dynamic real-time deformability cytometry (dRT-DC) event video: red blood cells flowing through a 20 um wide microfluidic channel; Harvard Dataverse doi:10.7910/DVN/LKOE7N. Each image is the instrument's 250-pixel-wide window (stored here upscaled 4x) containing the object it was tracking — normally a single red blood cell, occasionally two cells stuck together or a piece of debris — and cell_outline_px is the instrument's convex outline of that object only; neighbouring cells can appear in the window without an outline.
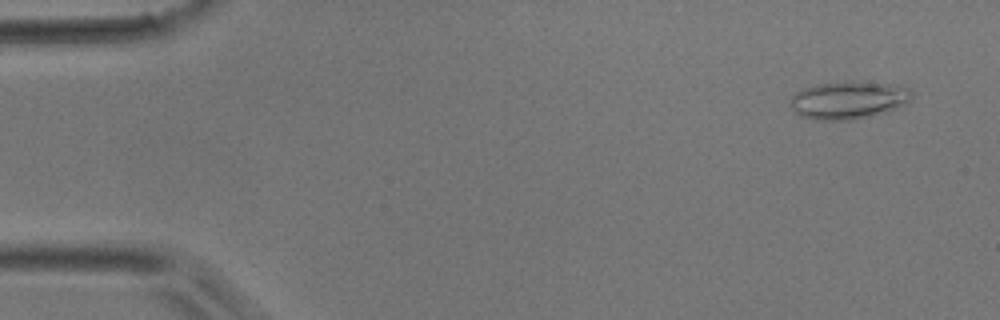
{"species": "common noctule bat (a hibernating species)", "species_latin": "Nyctalus noctula", "temperature_condition": "room temperature", "stored_images_in_passage": 46, "camera_frame_rate_fps": 3000, "um_per_image_px": 0.085, "animal": {"sex": "male", "body_mass_g": 17.9}, "frame": {"image": 1, "passage_image": 3, "time_ms": 0.667, "image_size_px": [1000, 320], "cell_outline_px": [[912, 100], [884, 112], [852, 120], [812, 120], [800, 116], [792, 112], [788, 104], [792, 96], [796, 92], [804, 88], [816, 84], [848, 80], [852, 80], [900, 84], [908, 88], [912, 92]], "centroid_in_image_um": [72.07, 8.48], "position_along_channel_um": 12.9, "area_um2": 27.34}}
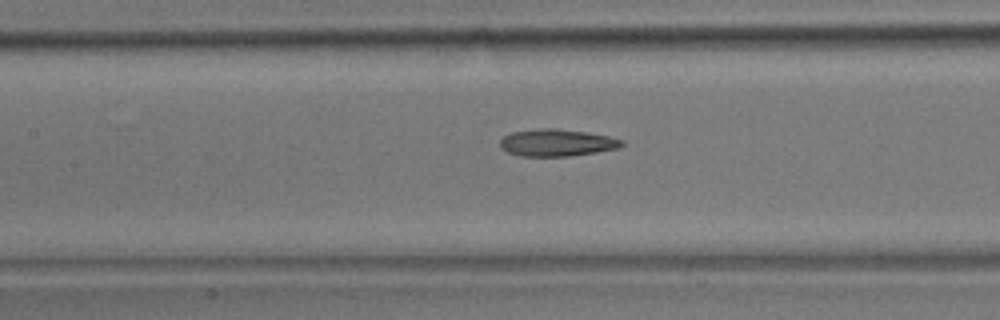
{"frame": {"image": 2, "passage_image": 21, "time_ms": 6.667, "image_size_px": [1000, 320], "cell_outline_px": [[624, 144], [620, 148], [596, 152], [568, 156], [520, 156], [508, 152], [500, 148], [500, 140], [504, 136], [512, 132], [540, 128], [556, 128], [588, 132], [608, 136], [624, 140]], "centroid_in_image_um": [47.34, 12.12], "position_along_channel_um": 160.1, "area_um2": 19.31}}
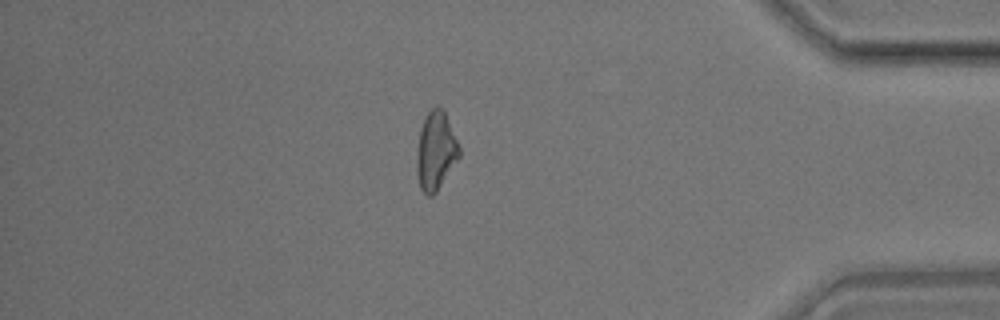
{"frame": {"image": 3, "passage_image": 40, "time_ms": 13.0, "image_size_px": [1000, 320], "cell_outline_px": [[460, 156], [436, 192], [432, 196], [428, 196], [420, 188], [416, 172], [416, 156], [420, 128], [428, 112], [436, 104], [444, 108], [460, 148]], "centroid_in_image_um": [37.03, 12.8], "position_along_channel_um": 398.2, "area_um2": 19.54}}